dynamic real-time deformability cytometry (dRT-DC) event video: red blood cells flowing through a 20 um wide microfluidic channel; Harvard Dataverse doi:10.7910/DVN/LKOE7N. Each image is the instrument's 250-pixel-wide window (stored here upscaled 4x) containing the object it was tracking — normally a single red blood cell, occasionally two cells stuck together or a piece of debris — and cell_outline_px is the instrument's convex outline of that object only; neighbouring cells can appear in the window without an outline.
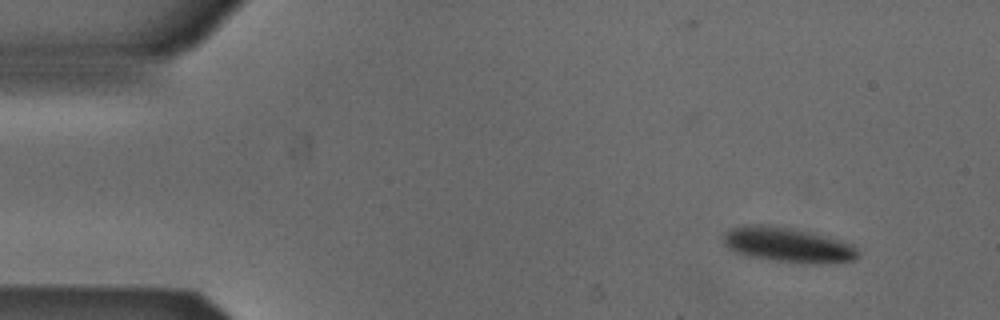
{"species": "Egyptian fruit bat (a non-hibernating species)", "species_latin": "Rousettus aegyptiacus", "temperature_condition": "cold", "stored_images_in_passage": 10, "camera_frame_rate_fps": 3000, "um_per_image_px": 0.085, "animal": {"sex": "male"}, "frame": {"image": 1, "passage_image": 1, "time_ms": 0.0, "image_size_px": [1000, 320], "cell_outline_px": [[860, 256], [856, 260], [836, 264], [792, 264], [752, 256], [736, 252], [728, 248], [724, 244], [720, 236], [728, 228], [744, 224], [768, 224], [792, 228], [828, 236], [856, 244], [860, 252]], "centroid_in_image_um": [67.03, 20.82], "position_along_channel_um": 18.0, "area_um2": 28.61}}